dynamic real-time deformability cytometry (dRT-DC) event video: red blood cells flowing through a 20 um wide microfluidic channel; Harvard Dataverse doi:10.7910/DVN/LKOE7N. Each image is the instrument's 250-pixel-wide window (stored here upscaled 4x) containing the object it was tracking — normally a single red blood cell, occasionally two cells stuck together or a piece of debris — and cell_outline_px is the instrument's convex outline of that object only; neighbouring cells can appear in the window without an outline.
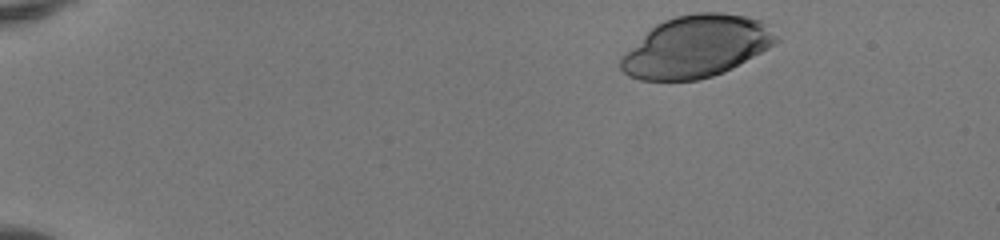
{"species": "human", "species_latin": "Homo sapiens", "temperature_condition": "room temperature", "stored_images_in_passage": 43, "camera_frame_rate_fps": 3000, "um_per_image_px": 0.085, "donor": {"sex": "female"}, "frame": {"image": 1, "passage_image": 1, "time_ms": 0.0, "image_size_px": [1000, 240], "cell_outline_px": [[780, 40], [768, 48], [732, 68], [724, 72], [712, 76], [696, 80], [640, 80], [628, 76], [620, 68], [620, 56], [624, 52], [656, 24], [664, 20], [676, 16], [696, 12], [724, 12], [748, 16], [760, 20], [768, 24]], "centroid_in_image_um": [59.19, 3.95], "position_along_channel_um": 25.8, "area_um2": 56.01}}